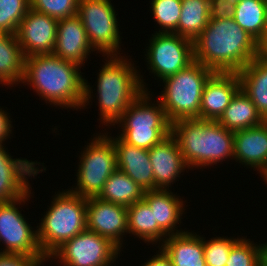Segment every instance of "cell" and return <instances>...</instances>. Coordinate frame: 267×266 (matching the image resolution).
Listing matches in <instances>:
<instances>
[{
	"label": "cell",
	"mask_w": 267,
	"mask_h": 266,
	"mask_svg": "<svg viewBox=\"0 0 267 266\" xmlns=\"http://www.w3.org/2000/svg\"><path fill=\"white\" fill-rule=\"evenodd\" d=\"M80 69L79 65L53 54L31 55L25 58L22 84L31 86L45 103L62 109L82 110L94 95Z\"/></svg>",
	"instance_id": "6da1fadb"
},
{
	"label": "cell",
	"mask_w": 267,
	"mask_h": 266,
	"mask_svg": "<svg viewBox=\"0 0 267 266\" xmlns=\"http://www.w3.org/2000/svg\"><path fill=\"white\" fill-rule=\"evenodd\" d=\"M193 49L194 60L213 72H239L259 56V43L233 18L209 19Z\"/></svg>",
	"instance_id": "7a4b0ae2"
},
{
	"label": "cell",
	"mask_w": 267,
	"mask_h": 266,
	"mask_svg": "<svg viewBox=\"0 0 267 266\" xmlns=\"http://www.w3.org/2000/svg\"><path fill=\"white\" fill-rule=\"evenodd\" d=\"M106 57L97 75L95 94L100 110L99 120L102 126L110 128L115 126L130 104L149 88L131 58L126 55Z\"/></svg>",
	"instance_id": "3957f363"
},
{
	"label": "cell",
	"mask_w": 267,
	"mask_h": 266,
	"mask_svg": "<svg viewBox=\"0 0 267 266\" xmlns=\"http://www.w3.org/2000/svg\"><path fill=\"white\" fill-rule=\"evenodd\" d=\"M171 135L190 170L207 168L228 158L234 160V131L217 121L178 120L171 124Z\"/></svg>",
	"instance_id": "277c9868"
},
{
	"label": "cell",
	"mask_w": 267,
	"mask_h": 266,
	"mask_svg": "<svg viewBox=\"0 0 267 266\" xmlns=\"http://www.w3.org/2000/svg\"><path fill=\"white\" fill-rule=\"evenodd\" d=\"M46 215L37 226V239L44 255L87 229V198L62 190L53 196Z\"/></svg>",
	"instance_id": "5b68a950"
},
{
	"label": "cell",
	"mask_w": 267,
	"mask_h": 266,
	"mask_svg": "<svg viewBox=\"0 0 267 266\" xmlns=\"http://www.w3.org/2000/svg\"><path fill=\"white\" fill-rule=\"evenodd\" d=\"M151 95L150 91L140 94L115 123L117 128L121 127L118 137L122 141L147 150L171 134V123L161 103L159 100L152 102Z\"/></svg>",
	"instance_id": "8992f818"
},
{
	"label": "cell",
	"mask_w": 267,
	"mask_h": 266,
	"mask_svg": "<svg viewBox=\"0 0 267 266\" xmlns=\"http://www.w3.org/2000/svg\"><path fill=\"white\" fill-rule=\"evenodd\" d=\"M214 72L197 61L165 78L157 99L172 124L183 119H200V103L205 82Z\"/></svg>",
	"instance_id": "52a82bcc"
},
{
	"label": "cell",
	"mask_w": 267,
	"mask_h": 266,
	"mask_svg": "<svg viewBox=\"0 0 267 266\" xmlns=\"http://www.w3.org/2000/svg\"><path fill=\"white\" fill-rule=\"evenodd\" d=\"M107 132V133H106ZM108 131L94 134L81 151L77 169V186L67 189L81 197H97L105 182L117 169L116 150Z\"/></svg>",
	"instance_id": "ba28073f"
},
{
	"label": "cell",
	"mask_w": 267,
	"mask_h": 266,
	"mask_svg": "<svg viewBox=\"0 0 267 266\" xmlns=\"http://www.w3.org/2000/svg\"><path fill=\"white\" fill-rule=\"evenodd\" d=\"M114 8L111 0H79L78 3L77 16L83 23L88 40L104 58L123 54L120 53V24Z\"/></svg>",
	"instance_id": "9c48e42d"
},
{
	"label": "cell",
	"mask_w": 267,
	"mask_h": 266,
	"mask_svg": "<svg viewBox=\"0 0 267 266\" xmlns=\"http://www.w3.org/2000/svg\"><path fill=\"white\" fill-rule=\"evenodd\" d=\"M121 251L124 250L110 239L85 229L63 243L52 254H47V260L52 262L57 259L58 263L67 266H111Z\"/></svg>",
	"instance_id": "30bf717a"
},
{
	"label": "cell",
	"mask_w": 267,
	"mask_h": 266,
	"mask_svg": "<svg viewBox=\"0 0 267 266\" xmlns=\"http://www.w3.org/2000/svg\"><path fill=\"white\" fill-rule=\"evenodd\" d=\"M152 34L146 48V64L161 81L185 69L194 61L193 41L176 33Z\"/></svg>",
	"instance_id": "8fae6325"
},
{
	"label": "cell",
	"mask_w": 267,
	"mask_h": 266,
	"mask_svg": "<svg viewBox=\"0 0 267 266\" xmlns=\"http://www.w3.org/2000/svg\"><path fill=\"white\" fill-rule=\"evenodd\" d=\"M31 191L32 188L19 199L0 203V242L5 244V249H1L0 253L33 257L44 255L38 243L37 228L33 230L27 218L24 219V215L18 210L20 205L32 197Z\"/></svg>",
	"instance_id": "7c38bea8"
},
{
	"label": "cell",
	"mask_w": 267,
	"mask_h": 266,
	"mask_svg": "<svg viewBox=\"0 0 267 266\" xmlns=\"http://www.w3.org/2000/svg\"><path fill=\"white\" fill-rule=\"evenodd\" d=\"M86 217L88 230L110 239L122 250L123 237L128 234L126 206L89 197Z\"/></svg>",
	"instance_id": "4fadbf2b"
},
{
	"label": "cell",
	"mask_w": 267,
	"mask_h": 266,
	"mask_svg": "<svg viewBox=\"0 0 267 266\" xmlns=\"http://www.w3.org/2000/svg\"><path fill=\"white\" fill-rule=\"evenodd\" d=\"M5 147L4 144L0 148V203L26 195L31 189L28 179L46 171L44 165L43 168H38L40 162L30 161L27 158L13 159Z\"/></svg>",
	"instance_id": "5bb4252c"
},
{
	"label": "cell",
	"mask_w": 267,
	"mask_h": 266,
	"mask_svg": "<svg viewBox=\"0 0 267 266\" xmlns=\"http://www.w3.org/2000/svg\"><path fill=\"white\" fill-rule=\"evenodd\" d=\"M58 21L46 14L29 9L16 32L25 57L52 54L56 44Z\"/></svg>",
	"instance_id": "9a60e30c"
},
{
	"label": "cell",
	"mask_w": 267,
	"mask_h": 266,
	"mask_svg": "<svg viewBox=\"0 0 267 266\" xmlns=\"http://www.w3.org/2000/svg\"><path fill=\"white\" fill-rule=\"evenodd\" d=\"M239 89L237 72H214L202 91L200 119L217 121Z\"/></svg>",
	"instance_id": "2e32d148"
},
{
	"label": "cell",
	"mask_w": 267,
	"mask_h": 266,
	"mask_svg": "<svg viewBox=\"0 0 267 266\" xmlns=\"http://www.w3.org/2000/svg\"><path fill=\"white\" fill-rule=\"evenodd\" d=\"M94 51L83 23L77 15L58 21L53 55L82 67L86 63L88 55L90 56Z\"/></svg>",
	"instance_id": "e0dca14e"
},
{
	"label": "cell",
	"mask_w": 267,
	"mask_h": 266,
	"mask_svg": "<svg viewBox=\"0 0 267 266\" xmlns=\"http://www.w3.org/2000/svg\"><path fill=\"white\" fill-rule=\"evenodd\" d=\"M149 159L153 168L154 190H169L171 183L183 175L182 172L189 171L179 145L171 134L149 150Z\"/></svg>",
	"instance_id": "ac0fdd59"
},
{
	"label": "cell",
	"mask_w": 267,
	"mask_h": 266,
	"mask_svg": "<svg viewBox=\"0 0 267 266\" xmlns=\"http://www.w3.org/2000/svg\"><path fill=\"white\" fill-rule=\"evenodd\" d=\"M234 160L257 170L262 178L267 172V121L234 131Z\"/></svg>",
	"instance_id": "d6986e66"
},
{
	"label": "cell",
	"mask_w": 267,
	"mask_h": 266,
	"mask_svg": "<svg viewBox=\"0 0 267 266\" xmlns=\"http://www.w3.org/2000/svg\"><path fill=\"white\" fill-rule=\"evenodd\" d=\"M108 135L114 142L116 150L117 169L128 175L145 191L154 190L153 168L149 159V150L129 145Z\"/></svg>",
	"instance_id": "ffe728a7"
},
{
	"label": "cell",
	"mask_w": 267,
	"mask_h": 266,
	"mask_svg": "<svg viewBox=\"0 0 267 266\" xmlns=\"http://www.w3.org/2000/svg\"><path fill=\"white\" fill-rule=\"evenodd\" d=\"M143 200L149 205L154 212L155 221L168 234H180L186 230H180L178 224L181 225V217L185 213V201L169 190L157 189L145 191ZM177 226V227H176Z\"/></svg>",
	"instance_id": "44dd1931"
},
{
	"label": "cell",
	"mask_w": 267,
	"mask_h": 266,
	"mask_svg": "<svg viewBox=\"0 0 267 266\" xmlns=\"http://www.w3.org/2000/svg\"><path fill=\"white\" fill-rule=\"evenodd\" d=\"M159 247L170 258L172 266H206L203 236L196 232L169 235Z\"/></svg>",
	"instance_id": "7402d4cb"
},
{
	"label": "cell",
	"mask_w": 267,
	"mask_h": 266,
	"mask_svg": "<svg viewBox=\"0 0 267 266\" xmlns=\"http://www.w3.org/2000/svg\"><path fill=\"white\" fill-rule=\"evenodd\" d=\"M241 90L251 99L267 121V60L257 56L237 72Z\"/></svg>",
	"instance_id": "603a6c76"
},
{
	"label": "cell",
	"mask_w": 267,
	"mask_h": 266,
	"mask_svg": "<svg viewBox=\"0 0 267 266\" xmlns=\"http://www.w3.org/2000/svg\"><path fill=\"white\" fill-rule=\"evenodd\" d=\"M25 55L16 34L0 32V84L14 87L22 83Z\"/></svg>",
	"instance_id": "cb8c5ba5"
},
{
	"label": "cell",
	"mask_w": 267,
	"mask_h": 266,
	"mask_svg": "<svg viewBox=\"0 0 267 266\" xmlns=\"http://www.w3.org/2000/svg\"><path fill=\"white\" fill-rule=\"evenodd\" d=\"M128 234L135 235L146 244H159L169 236L155 221L149 205L140 200L127 207ZM159 242V243H158Z\"/></svg>",
	"instance_id": "d4e9b609"
},
{
	"label": "cell",
	"mask_w": 267,
	"mask_h": 266,
	"mask_svg": "<svg viewBox=\"0 0 267 266\" xmlns=\"http://www.w3.org/2000/svg\"><path fill=\"white\" fill-rule=\"evenodd\" d=\"M264 121L254 103L241 88L233 96L228 107L217 120L220 125L231 131L256 127Z\"/></svg>",
	"instance_id": "484cf974"
},
{
	"label": "cell",
	"mask_w": 267,
	"mask_h": 266,
	"mask_svg": "<svg viewBox=\"0 0 267 266\" xmlns=\"http://www.w3.org/2000/svg\"><path fill=\"white\" fill-rule=\"evenodd\" d=\"M145 190L137 185L128 175L116 169L105 182L99 199L129 207L143 200Z\"/></svg>",
	"instance_id": "4316f807"
},
{
	"label": "cell",
	"mask_w": 267,
	"mask_h": 266,
	"mask_svg": "<svg viewBox=\"0 0 267 266\" xmlns=\"http://www.w3.org/2000/svg\"><path fill=\"white\" fill-rule=\"evenodd\" d=\"M233 19L259 43L267 30V0L237 1Z\"/></svg>",
	"instance_id": "83f0119b"
},
{
	"label": "cell",
	"mask_w": 267,
	"mask_h": 266,
	"mask_svg": "<svg viewBox=\"0 0 267 266\" xmlns=\"http://www.w3.org/2000/svg\"><path fill=\"white\" fill-rule=\"evenodd\" d=\"M177 34L194 41L210 19V0H181Z\"/></svg>",
	"instance_id": "f1b7e54d"
},
{
	"label": "cell",
	"mask_w": 267,
	"mask_h": 266,
	"mask_svg": "<svg viewBox=\"0 0 267 266\" xmlns=\"http://www.w3.org/2000/svg\"><path fill=\"white\" fill-rule=\"evenodd\" d=\"M151 13L161 33H176L181 15V0H151Z\"/></svg>",
	"instance_id": "f546056e"
},
{
	"label": "cell",
	"mask_w": 267,
	"mask_h": 266,
	"mask_svg": "<svg viewBox=\"0 0 267 266\" xmlns=\"http://www.w3.org/2000/svg\"><path fill=\"white\" fill-rule=\"evenodd\" d=\"M263 244L242 237L232 246L225 266H262Z\"/></svg>",
	"instance_id": "4dcf8cb0"
},
{
	"label": "cell",
	"mask_w": 267,
	"mask_h": 266,
	"mask_svg": "<svg viewBox=\"0 0 267 266\" xmlns=\"http://www.w3.org/2000/svg\"><path fill=\"white\" fill-rule=\"evenodd\" d=\"M30 9V0H0V32L16 34Z\"/></svg>",
	"instance_id": "1f68e13d"
},
{
	"label": "cell",
	"mask_w": 267,
	"mask_h": 266,
	"mask_svg": "<svg viewBox=\"0 0 267 266\" xmlns=\"http://www.w3.org/2000/svg\"><path fill=\"white\" fill-rule=\"evenodd\" d=\"M203 237V247L206 266H225L232 246L240 239L232 237H213L205 240Z\"/></svg>",
	"instance_id": "d6a6232c"
},
{
	"label": "cell",
	"mask_w": 267,
	"mask_h": 266,
	"mask_svg": "<svg viewBox=\"0 0 267 266\" xmlns=\"http://www.w3.org/2000/svg\"><path fill=\"white\" fill-rule=\"evenodd\" d=\"M79 0H30V8L57 20L77 15Z\"/></svg>",
	"instance_id": "836d02e7"
},
{
	"label": "cell",
	"mask_w": 267,
	"mask_h": 266,
	"mask_svg": "<svg viewBox=\"0 0 267 266\" xmlns=\"http://www.w3.org/2000/svg\"><path fill=\"white\" fill-rule=\"evenodd\" d=\"M47 261V254L33 257L22 254L0 253V266H43Z\"/></svg>",
	"instance_id": "e575fe53"
},
{
	"label": "cell",
	"mask_w": 267,
	"mask_h": 266,
	"mask_svg": "<svg viewBox=\"0 0 267 266\" xmlns=\"http://www.w3.org/2000/svg\"><path fill=\"white\" fill-rule=\"evenodd\" d=\"M236 2L231 0H210V19H228L235 15Z\"/></svg>",
	"instance_id": "d590c367"
},
{
	"label": "cell",
	"mask_w": 267,
	"mask_h": 266,
	"mask_svg": "<svg viewBox=\"0 0 267 266\" xmlns=\"http://www.w3.org/2000/svg\"><path fill=\"white\" fill-rule=\"evenodd\" d=\"M9 114L10 113L0 107V140L3 143L6 141V139H11L10 134H12L13 130L11 129L13 126L10 118L11 116Z\"/></svg>",
	"instance_id": "8d00e7d4"
},
{
	"label": "cell",
	"mask_w": 267,
	"mask_h": 266,
	"mask_svg": "<svg viewBox=\"0 0 267 266\" xmlns=\"http://www.w3.org/2000/svg\"><path fill=\"white\" fill-rule=\"evenodd\" d=\"M158 248V252L156 251L157 254L149 258V260L141 266H172L170 258L160 247Z\"/></svg>",
	"instance_id": "74e56055"
},
{
	"label": "cell",
	"mask_w": 267,
	"mask_h": 266,
	"mask_svg": "<svg viewBox=\"0 0 267 266\" xmlns=\"http://www.w3.org/2000/svg\"><path fill=\"white\" fill-rule=\"evenodd\" d=\"M259 56L267 60V30L264 38L259 42Z\"/></svg>",
	"instance_id": "f35d334b"
},
{
	"label": "cell",
	"mask_w": 267,
	"mask_h": 266,
	"mask_svg": "<svg viewBox=\"0 0 267 266\" xmlns=\"http://www.w3.org/2000/svg\"><path fill=\"white\" fill-rule=\"evenodd\" d=\"M262 266H267V242L263 244V261Z\"/></svg>",
	"instance_id": "ab89813d"
},
{
	"label": "cell",
	"mask_w": 267,
	"mask_h": 266,
	"mask_svg": "<svg viewBox=\"0 0 267 266\" xmlns=\"http://www.w3.org/2000/svg\"><path fill=\"white\" fill-rule=\"evenodd\" d=\"M262 179H264L265 183L267 184V172L262 176Z\"/></svg>",
	"instance_id": "60d3db41"
},
{
	"label": "cell",
	"mask_w": 267,
	"mask_h": 266,
	"mask_svg": "<svg viewBox=\"0 0 267 266\" xmlns=\"http://www.w3.org/2000/svg\"><path fill=\"white\" fill-rule=\"evenodd\" d=\"M4 145V143L0 140V148Z\"/></svg>",
	"instance_id": "b9f144b4"
}]
</instances>
